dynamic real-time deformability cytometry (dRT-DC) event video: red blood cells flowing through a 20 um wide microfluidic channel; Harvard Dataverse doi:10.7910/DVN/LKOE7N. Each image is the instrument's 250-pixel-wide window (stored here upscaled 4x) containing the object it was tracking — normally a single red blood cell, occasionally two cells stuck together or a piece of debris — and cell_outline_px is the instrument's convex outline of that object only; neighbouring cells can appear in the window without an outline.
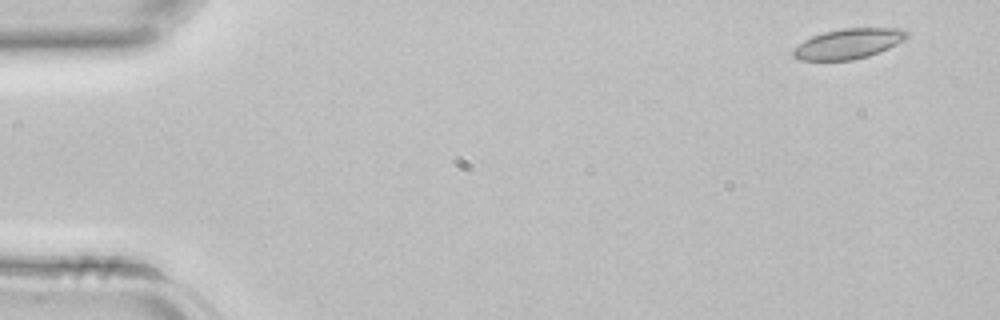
{"species": "common noctule bat (a hibernating species)", "species_latin": "Nyctalus noctula", "temperature_condition": "room temperature", "stored_images_in_passage": 39, "camera_frame_rate_fps": 3000, "um_per_image_px": 0.085, "animal": {"sex": "female", "body_mass_g": 22.7, "forearm_length_mm": 54.2}, "frame": {"image": 1, "passage_image": 1, "time_ms": 0.0, "image_size_px": [1000, 320], "cell_outline_px": [[908, 36], [904, 40], [880, 52], [868, 56], [852, 60], [800, 60], [792, 56], [792, 48], [804, 40], [812, 36], [824, 32], [844, 28], [904, 28], [908, 32]], "centroid_in_image_um": [72.1, 3.71], "position_along_channel_um": 12.9, "area_um2": 20.06}}
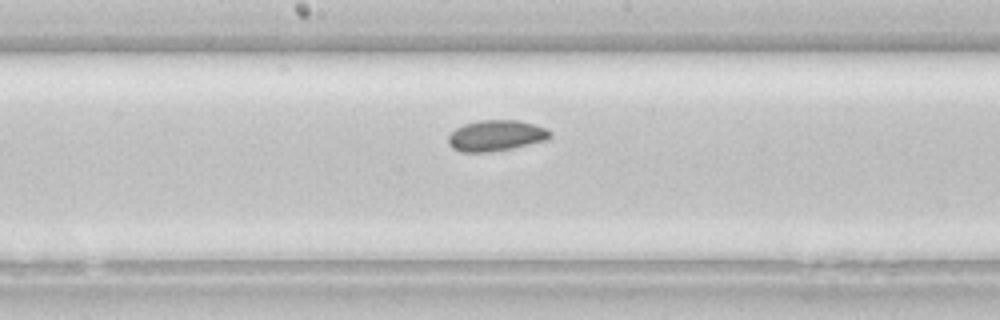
{"frame": {"image": 2, "passage_image": 21, "time_ms": 6.667, "image_size_px": [1000, 320], "cell_outline_px": [[552, 136], [548, 140], [512, 148], [488, 152], [460, 152], [452, 148], [448, 144], [448, 136], [456, 128], [464, 124], [480, 120], [516, 120], [532, 124], [544, 128], [552, 132]], "centroid_in_image_um": [42.15, 11.53], "position_along_channel_um": 206.1, "area_um2": 18.32}}
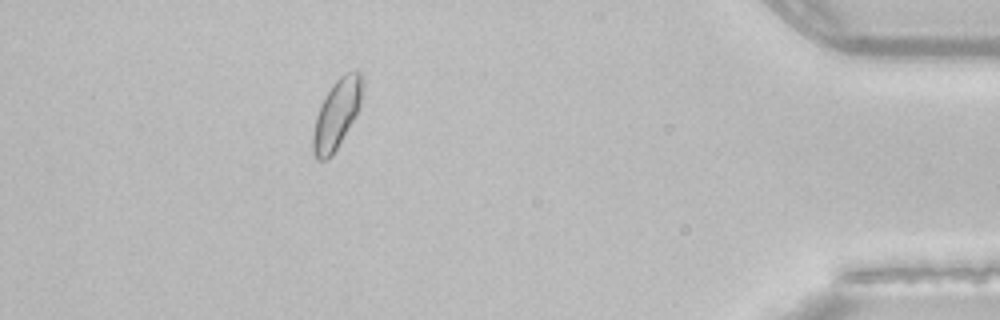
{"frame": {"image": 3, "passage_image": 37, "time_ms": 12.0, "image_size_px": [1000, 320], "cell_outline_px": [[364, 76], [360, 108], [356, 116], [332, 156], [324, 160], [316, 160], [312, 152], [312, 136], [316, 116], [320, 104], [332, 84], [344, 72], [360, 68]], "centroid_in_image_um": [28.64, 9.64], "position_along_channel_um": 406.6, "area_um2": 20.46}}